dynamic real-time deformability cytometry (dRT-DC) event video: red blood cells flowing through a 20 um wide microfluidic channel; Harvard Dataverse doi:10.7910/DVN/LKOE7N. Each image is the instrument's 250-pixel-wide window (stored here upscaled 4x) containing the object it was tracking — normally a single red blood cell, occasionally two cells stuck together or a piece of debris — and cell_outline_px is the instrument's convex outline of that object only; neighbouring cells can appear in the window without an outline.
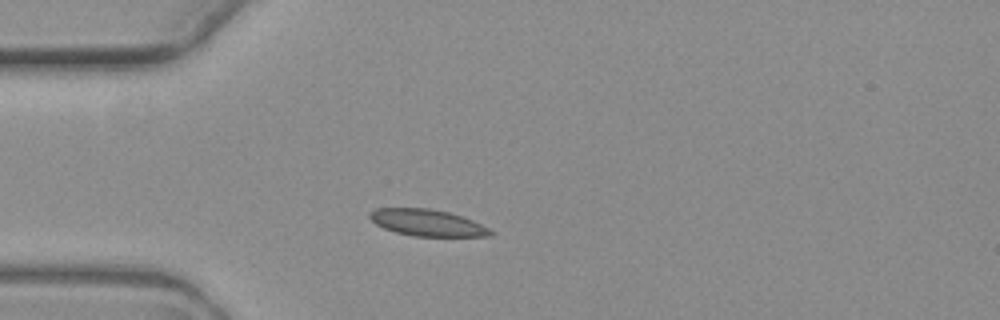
{"species": "common noctule bat (a hibernating species)", "species_latin": "Nyctalus noctula", "temperature_condition": "warm", "stored_images_in_passage": 3, "camera_frame_rate_fps": 3000, "um_per_image_px": 0.085, "animal": {"sex": "female", "body_mass_g": 19.3, "forearm_length_mm": 54.1}, "frame": {"image": 1, "passage_image": 1, "time_ms": 0.0, "image_size_px": [1000, 320], "cell_outline_px": [[492, 232], [488, 236], [412, 236], [396, 232], [384, 228], [376, 224], [368, 216], [368, 212], [376, 208], [428, 208], [448, 212], [472, 220], [488, 228]], "centroid_in_image_um": [36.25, 18.92], "position_along_channel_um": 48.8, "area_um2": 18.5}}
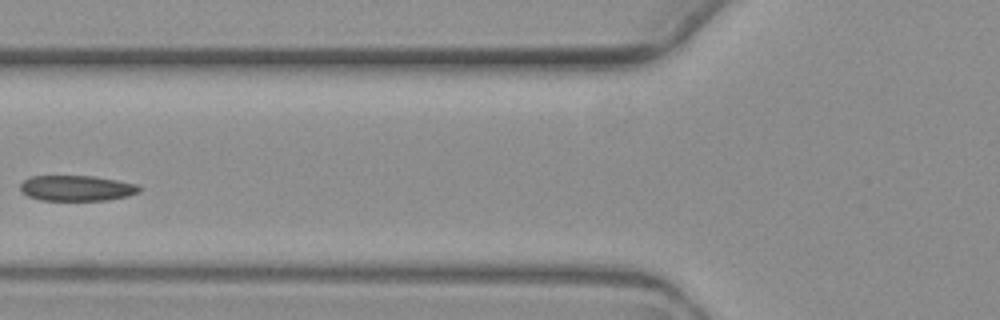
{"frame": {"image": 2, "passage_image": 3, "time_ms": 2.333, "image_size_px": [1000, 320], "cell_outline_px": [[140, 192], [128, 196], [108, 200], [40, 200], [28, 196], [20, 192], [20, 184], [28, 176], [92, 176], [140, 184]], "centroid_in_image_um": [6.51, 15.99], "position_along_channel_um": 119.3, "area_um2": 17.86}}